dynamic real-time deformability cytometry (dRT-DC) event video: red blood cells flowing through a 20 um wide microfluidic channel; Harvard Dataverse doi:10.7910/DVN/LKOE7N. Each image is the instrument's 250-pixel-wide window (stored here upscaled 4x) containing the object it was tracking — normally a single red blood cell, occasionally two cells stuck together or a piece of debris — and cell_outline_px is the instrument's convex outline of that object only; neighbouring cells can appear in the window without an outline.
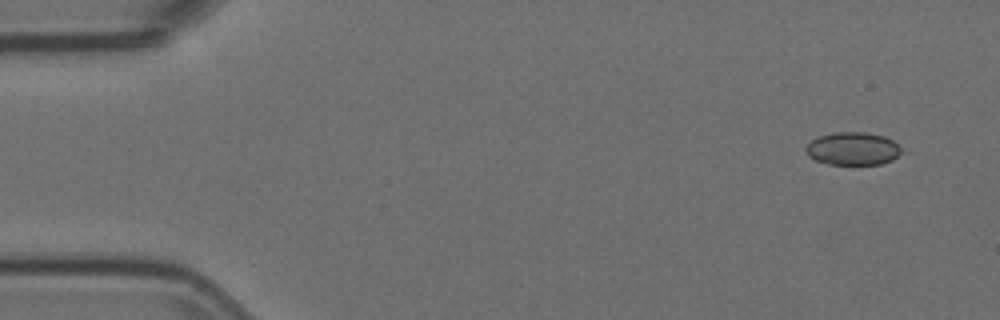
{"species": "Egyptian fruit bat (a non-hibernating species)", "species_latin": "Rousettus aegyptiacus", "temperature_condition": "room temperature", "stored_images_in_passage": 5, "segment_of_instrument_passage": [1, 2], "camera_frame_rate_fps": 3000, "um_per_image_px": 0.085, "animal": {"sex": "female"}, "frame": {"image": 1, "passage_image": 1, "time_ms": 0.0, "image_size_px": [1000, 320], "cell_outline_px": [[908, 152], [892, 160], [880, 164], [828, 164], [816, 160], [808, 156], [804, 152], [804, 148], [812, 140], [820, 136], [836, 132], [864, 132], [884, 136], [892, 140]], "centroid_in_image_um": [72.54, 12.64], "position_along_channel_um": 12.5, "area_um2": 18.61}}
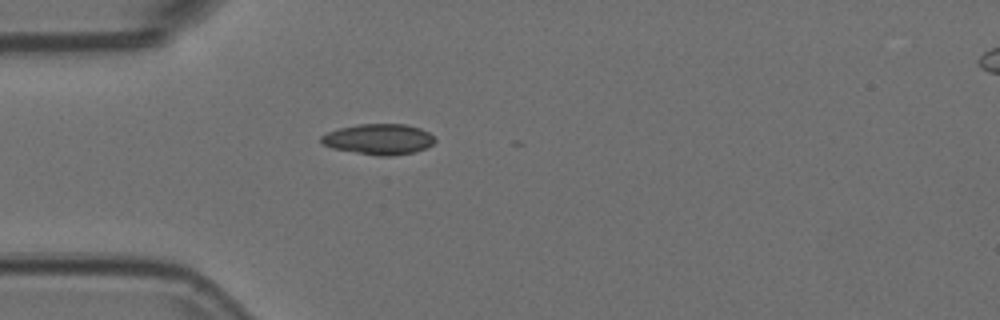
{"frame": {"image": 2, "passage_image": 4, "time_ms": 1.0, "image_size_px": [1000, 320], "cell_outline_px": [[436, 140], [432, 144], [424, 148], [412, 152], [392, 156], [380, 156], [332, 148], [324, 144], [320, 140], [320, 136], [328, 132], [340, 128], [356, 124], [408, 124], [420, 128], [428, 132]], "centroid_in_image_um": [32.19, 11.82], "position_along_channel_um": 52.8, "area_um2": 20.11}}